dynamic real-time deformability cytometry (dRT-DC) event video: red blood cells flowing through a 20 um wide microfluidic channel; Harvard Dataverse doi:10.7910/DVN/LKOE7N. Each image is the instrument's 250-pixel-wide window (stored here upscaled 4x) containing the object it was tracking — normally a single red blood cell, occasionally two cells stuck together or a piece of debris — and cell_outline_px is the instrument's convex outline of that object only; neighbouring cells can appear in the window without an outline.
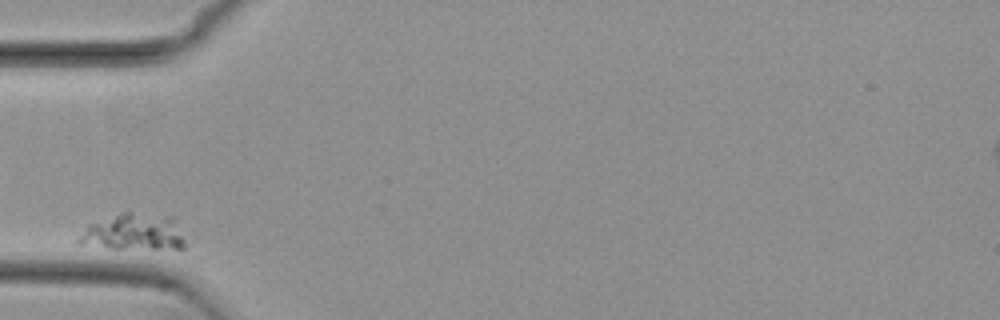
{"species": "common noctule bat (a hibernating species)", "species_latin": "Nyctalus noctula", "temperature_condition": "cold", "stored_images_in_passage": 34, "camera_frame_rate_fps": 3000, "um_per_image_px": 0.085, "animal": {"sex": "female", "body_mass_g": 29.2, "forearm_length_mm": 56.3}, "frame": {"image": 1, "passage_image": 1, "time_ms": 0.0, "image_size_px": [1000, 320], "cell_outline_px": [[188, 244], [184, 248], [108, 248], [72, 244], [92, 224], [120, 212], [132, 212], [176, 216]], "centroid_in_image_um": [11.45, 19.73], "position_along_channel_um": 73.5, "area_um2": 23.0}}
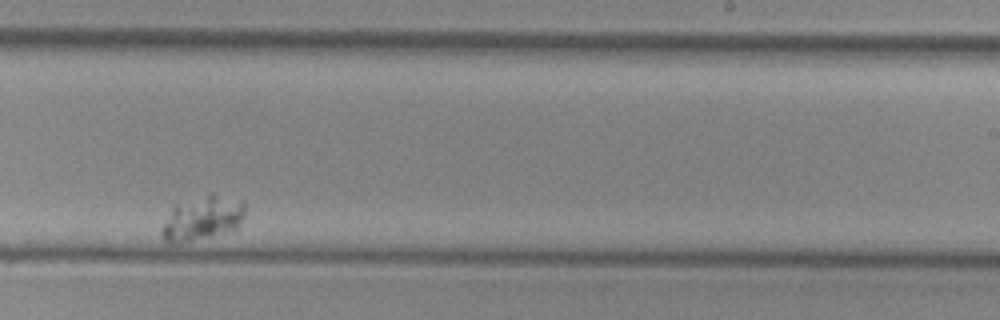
{"frame": {"image": 2, "passage_image": 22, "time_ms": 7.0, "image_size_px": [1000, 320], "cell_outline_px": [[244, 216], [236, 232], [180, 244], [168, 244], [160, 236], [160, 228], [172, 208], [176, 204], [208, 192], [212, 192], [244, 200]], "centroid_in_image_um": [17.22, 18.57], "position_along_channel_um": 271.8, "area_um2": 22.77}}
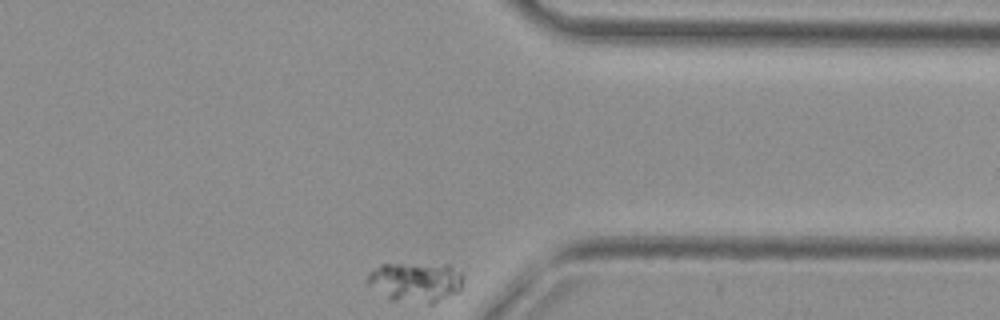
{"frame": {"image": 3, "passage_image": 34, "time_ms": 11.0, "image_size_px": [1000, 320], "cell_outline_px": [[464, 276], [460, 292], [432, 304], [428, 304], [392, 300], [368, 284], [364, 280], [372, 268], [380, 264], [452, 264]], "centroid_in_image_um": [35.37, 23.96], "position_along_channel_um": 376.0, "area_um2": 22.66}}